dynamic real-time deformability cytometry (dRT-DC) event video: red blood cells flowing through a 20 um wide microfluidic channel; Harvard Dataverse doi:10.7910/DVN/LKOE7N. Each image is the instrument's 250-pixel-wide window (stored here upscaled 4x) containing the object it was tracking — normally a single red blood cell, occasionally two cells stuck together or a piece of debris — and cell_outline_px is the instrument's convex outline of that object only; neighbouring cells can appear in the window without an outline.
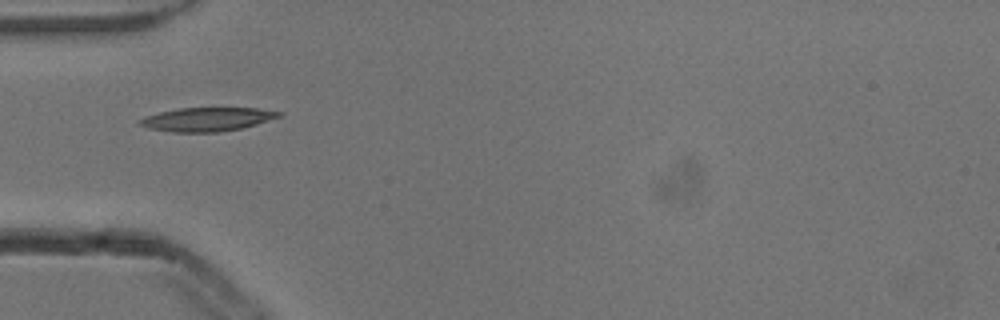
{"species": "common noctule bat (a hibernating species)", "species_latin": "Nyctalus noctula", "temperature_condition": "cold", "stored_images_in_passage": 3, "camera_frame_rate_fps": 3000, "um_per_image_px": 0.085, "animal": {"sex": "male", "body_mass_g": 13.3}, "frame": {"image": 1, "passage_image": 1, "time_ms": 0.0, "image_size_px": [1000, 320], "cell_outline_px": [[284, 116], [256, 124], [240, 128], [220, 132], [172, 132], [148, 128], [140, 124], [136, 120], [160, 112], [180, 108], [260, 108], [284, 112]], "centroid_in_image_um": [17.66, 10.14], "position_along_channel_um": 67.3, "area_um2": 19.25}}
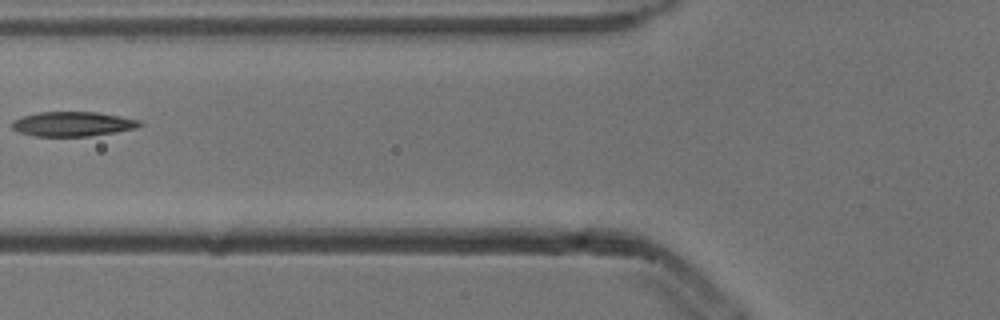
{"frame": {"image": 2, "passage_image": 2, "time_ms": 0.333, "image_size_px": [1000, 320], "cell_outline_px": [[144, 124], [136, 128], [88, 136], [32, 136], [20, 132], [12, 128], [12, 120], [20, 116], [40, 112], [96, 112], [120, 116], [140, 120]], "centroid_in_image_um": [6.15, 10.53], "position_along_channel_um": 119.6, "area_um2": 18.26}}
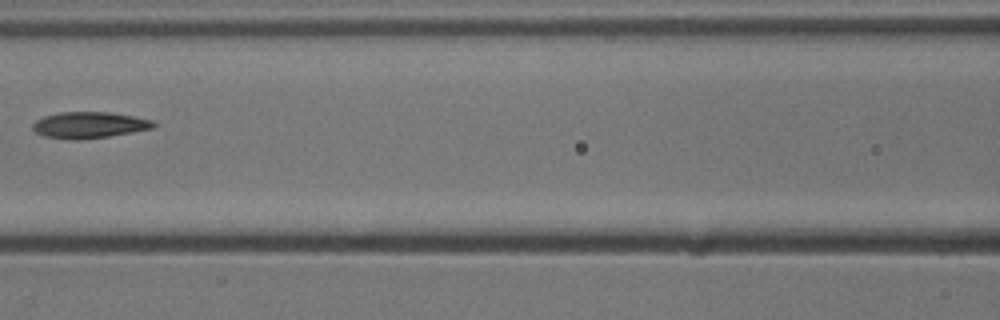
{"frame": {"image": 3, "passage_image": 3, "time_ms": 0.667, "image_size_px": [1000, 320], "cell_outline_px": [[156, 124], [152, 128], [132, 132], [108, 136], [76, 140], [72, 140], [44, 136], [36, 132], [32, 128], [32, 124], [36, 120], [44, 116], [60, 112], [108, 112], [132, 116], [152, 120]], "centroid_in_image_um": [7.55, 10.62], "position_along_channel_um": 159.1, "area_um2": 18.32}}